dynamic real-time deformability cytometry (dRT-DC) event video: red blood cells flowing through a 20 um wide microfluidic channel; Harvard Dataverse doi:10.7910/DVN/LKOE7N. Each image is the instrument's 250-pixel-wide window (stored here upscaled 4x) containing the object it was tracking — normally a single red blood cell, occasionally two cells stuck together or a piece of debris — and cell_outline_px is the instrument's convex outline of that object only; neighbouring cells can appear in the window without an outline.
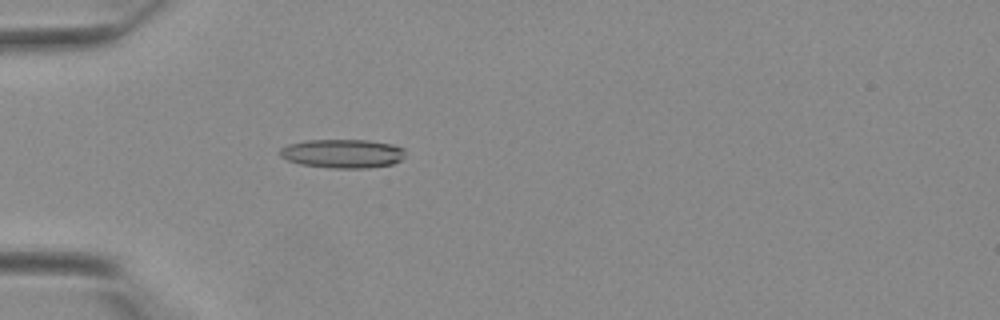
{"species": "Egyptian fruit bat (a non-hibernating species)", "species_latin": "Rousettus aegyptiacus", "temperature_condition": "warm", "stored_images_in_passage": 39, "camera_frame_rate_fps": 3000, "um_per_image_px": 0.085, "animal": {"sex": "female"}, "frame": {"image": 1, "passage_image": 11, "time_ms": 3.333, "image_size_px": [1000, 320], "cell_outline_px": [[400, 148], [396, 160], [388, 164], [312, 164], [296, 160], [300, 144], [336, 140], [384, 144]], "centroid_in_image_um": [29.48, 13.01], "position_along_channel_um": 55.5, "area_um2": 15.14}}
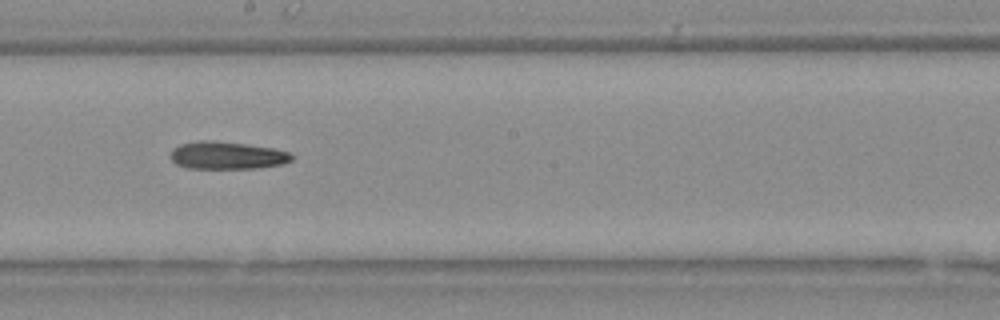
{"frame": {"image": 2, "passage_image": 22, "time_ms": 7.0, "image_size_px": [1000, 320], "cell_outline_px": [[288, 160], [272, 164], [220, 168], [212, 168], [184, 164], [176, 160], [172, 156], [180, 148], [188, 144], [232, 144], [260, 148], [284, 152], [288, 156]], "centroid_in_image_um": [19.3, 13.24], "position_along_channel_um": 228.9, "area_um2": 15.32}}
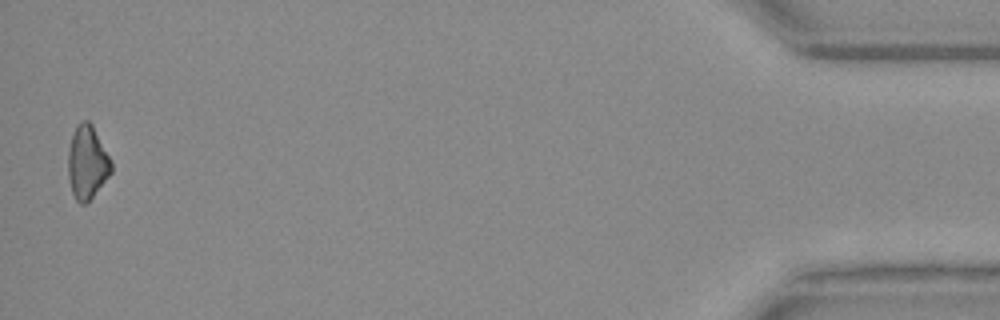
{"frame": {"image": 3, "passage_image": 39, "time_ms": 12.667, "image_size_px": [1000, 320], "cell_outline_px": [[112, 168], [88, 200], [84, 200], [76, 196], [72, 188], [72, 140], [76, 132], [88, 124], [92, 128]], "centroid_in_image_um": [7.46, 13.88], "position_along_channel_um": 427.7, "area_um2": 14.62}}